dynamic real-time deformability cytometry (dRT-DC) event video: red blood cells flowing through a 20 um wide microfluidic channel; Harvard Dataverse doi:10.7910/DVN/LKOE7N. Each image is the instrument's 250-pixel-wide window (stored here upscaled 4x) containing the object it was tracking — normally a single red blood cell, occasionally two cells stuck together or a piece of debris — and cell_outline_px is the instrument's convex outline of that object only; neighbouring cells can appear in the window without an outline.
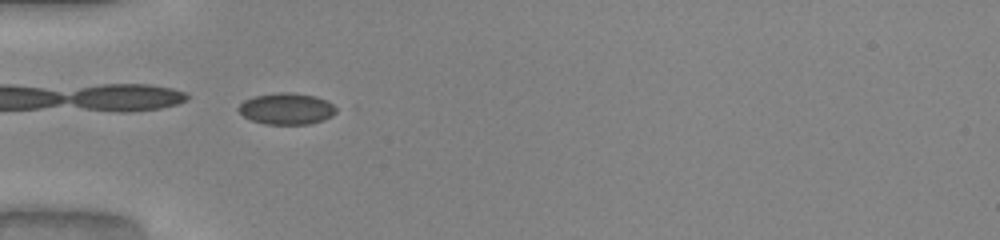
{"species": "common noctule bat (a hibernating species)", "species_latin": "Nyctalus noctula", "temperature_condition": "warm", "stored_images_in_passage": 35, "camera_frame_rate_fps": 3000, "um_per_image_px": 0.085, "animal": {"sex": "male", "body_mass_g": 20.0, "forearm_length_mm": 53.3}, "frame": {"image": 1, "passage_image": 1, "time_ms": 0.0, "image_size_px": [1000, 240], "cell_outline_px": [[340, 108], [332, 116], [324, 120], [308, 124], [264, 124], [252, 120], [244, 116], [236, 108], [244, 100], [256, 96], [280, 92], [288, 92], [316, 96], [328, 100]], "centroid_in_image_um": [24.42, 9.24], "position_along_channel_um": 60.6, "area_um2": 18.03}}
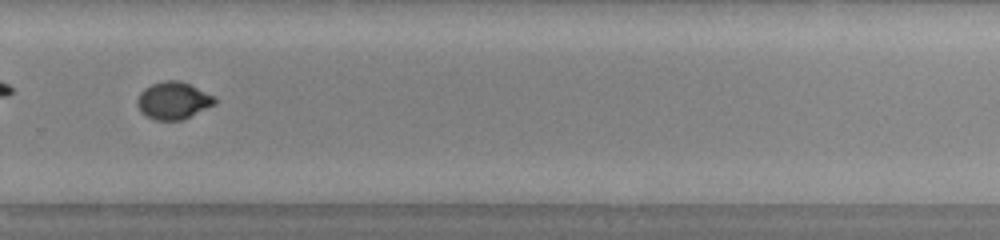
{"frame": {"image": 2, "passage_image": 20, "time_ms": 6.333, "image_size_px": [1000, 240], "cell_outline_px": [[216, 104], [180, 120], [156, 120], [140, 112], [136, 104], [136, 100], [140, 92], [144, 88], [152, 84], [164, 80], [180, 80], [216, 96]], "centroid_in_image_um": [14.72, 8.53], "position_along_channel_um": 315.1, "area_um2": 16.88}}
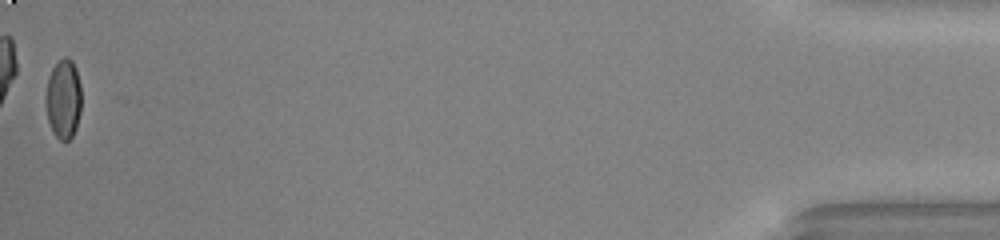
{"frame": {"image": 3, "passage_image": 35, "time_ms": 11.333, "image_size_px": [1000, 240], "cell_outline_px": [[80, 112], [76, 128], [72, 136], [68, 140], [60, 140], [52, 132], [48, 120], [44, 100], [48, 76], [52, 68], [64, 56], [68, 56], [72, 60], [76, 68], [80, 84]], "centroid_in_image_um": [5.37, 8.39], "position_along_channel_um": 429.8, "area_um2": 16.7}, "authors_computed_cell_mechanics": {"area_um2": 16.8198, "velocity_mm_per_s": 4.093, "shape_relaxation_time_tau1_ms": 4.3871, "shape_relaxation_time_tau2_ms": null, "deformation_change_tau1": 0.1608, "deformation_change_tau2": null}}